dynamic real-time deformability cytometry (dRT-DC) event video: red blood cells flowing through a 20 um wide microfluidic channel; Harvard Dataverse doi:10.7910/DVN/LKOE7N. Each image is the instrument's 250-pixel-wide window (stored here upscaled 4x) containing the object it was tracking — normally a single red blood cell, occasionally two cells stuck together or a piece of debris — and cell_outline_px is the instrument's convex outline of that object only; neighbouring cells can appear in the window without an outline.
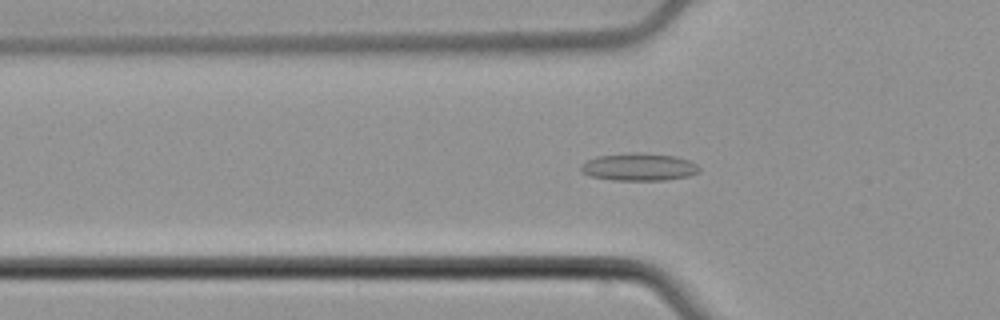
{"species": "common noctule bat (a hibernating species)", "species_latin": "Nyctalus noctula", "temperature_condition": "cold", "stored_images_in_passage": 55, "camera_frame_rate_fps": 3000, "um_per_image_px": 0.085, "animal": {"sex": "male", "body_mass_g": 21.5, "forearm_length_mm": 52.0}, "frame": {"image": 1, "passage_image": 19, "time_ms": 6.0, "image_size_px": [1000, 320], "cell_outline_px": [[700, 172], [688, 176], [668, 180], [612, 180], [588, 176], [580, 172], [580, 164], [596, 156], [628, 152], [636, 152], [676, 156], [688, 160], [696, 164], [700, 168]], "centroid_in_image_um": [54.27, 14.19], "position_along_channel_um": 71.5, "area_um2": 19.31}}
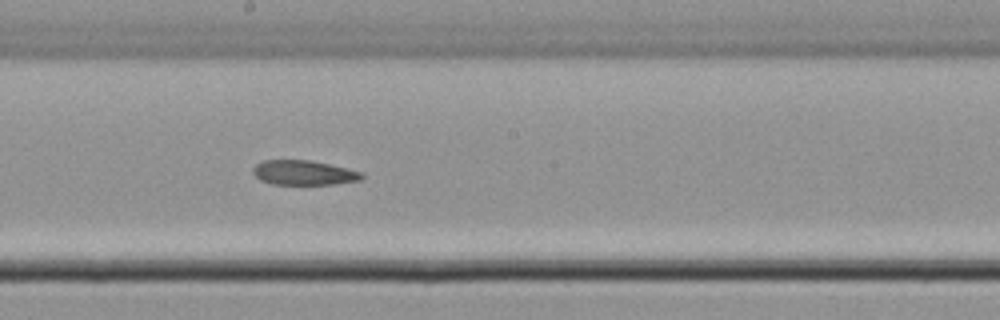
{"frame": {"image": 2, "passage_image": 31, "time_ms": 10.0, "image_size_px": [1000, 320], "cell_outline_px": [[364, 176], [360, 180], [332, 184], [272, 184], [260, 180], [252, 172], [252, 168], [256, 164], [264, 160], [308, 160], [328, 164], [364, 172]], "centroid_in_image_um": [25.8, 14.68], "position_along_channel_um": 222.4, "area_um2": 15.55}}
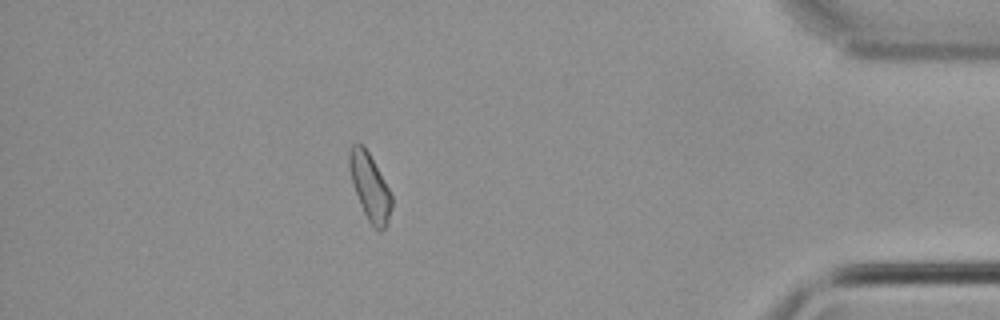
{"frame": {"image": 3, "passage_image": 49, "time_ms": 16.0, "image_size_px": [1000, 320], "cell_outline_px": [[392, 208], [388, 224], [380, 232], [368, 220], [360, 204], [352, 184], [348, 164], [348, 152], [352, 144], [364, 144], [384, 180], [392, 196]], "centroid_in_image_um": [31.43, 15.87], "position_along_channel_um": 403.8, "area_um2": 16.47}}